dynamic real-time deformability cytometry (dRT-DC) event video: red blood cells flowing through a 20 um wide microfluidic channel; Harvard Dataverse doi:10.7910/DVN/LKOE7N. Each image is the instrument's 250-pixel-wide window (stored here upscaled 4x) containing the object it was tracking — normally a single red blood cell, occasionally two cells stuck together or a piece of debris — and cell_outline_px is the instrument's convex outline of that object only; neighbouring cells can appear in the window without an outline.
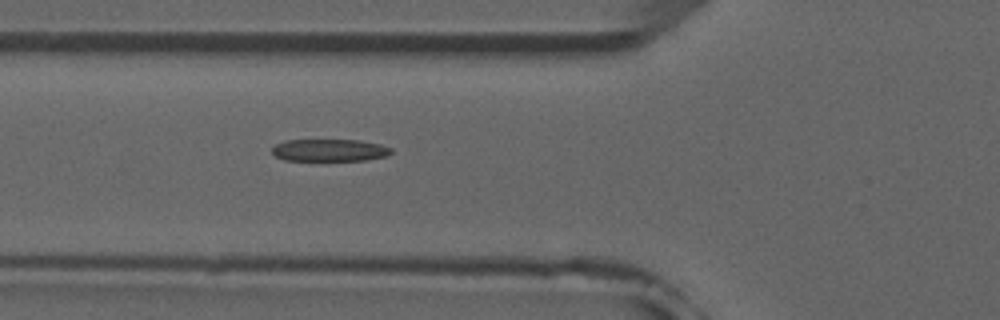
{"species": "common noctule bat (a hibernating species)", "species_latin": "Nyctalus noctula", "temperature_condition": "room temperature", "stored_images_in_passage": 6, "camera_frame_rate_fps": 3000, "um_per_image_px": 0.085, "animal": {"sex": "male", "forearm_length_mm": 52.5}, "frame": {"image": 1, "passage_image": 6, "time_ms": 5.667, "image_size_px": [1000, 320], "cell_outline_px": [[392, 152], [388, 156], [364, 160], [284, 160], [276, 156], [272, 152], [272, 148], [276, 144], [284, 140], [360, 140], [380, 144], [392, 148]], "centroid_in_image_um": [28.03, 12.76], "position_along_channel_um": 97.8, "area_um2": 15.43}}